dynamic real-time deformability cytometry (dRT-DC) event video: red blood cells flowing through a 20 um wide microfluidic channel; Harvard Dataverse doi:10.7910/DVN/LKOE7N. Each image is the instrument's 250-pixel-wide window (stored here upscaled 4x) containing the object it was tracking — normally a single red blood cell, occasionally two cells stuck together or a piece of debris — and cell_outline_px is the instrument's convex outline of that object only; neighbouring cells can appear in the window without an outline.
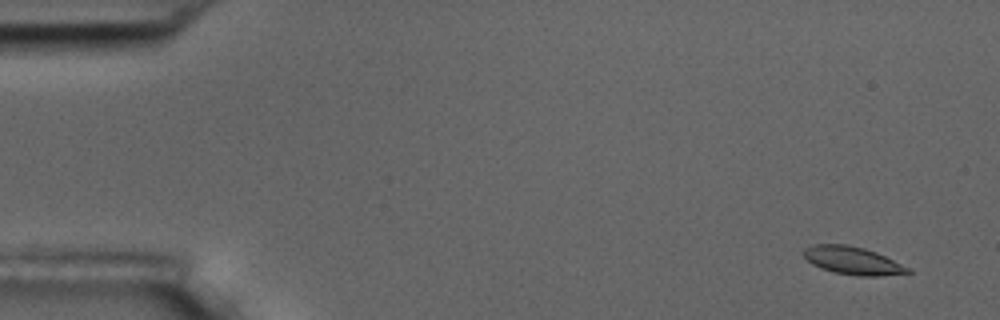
{"species": "common noctule bat (a hibernating species)", "species_latin": "Nyctalus noctula", "temperature_condition": "room temperature", "stored_images_in_passage": 7, "camera_frame_rate_fps": 3000, "um_per_image_px": 0.085, "animal": {"sex": "male", "body_mass_g": 17.5, "forearm_length_mm": 52.3}, "frame": {"image": 1, "passage_image": 2, "time_ms": 1.0, "image_size_px": [1000, 320], "cell_outline_px": [[912, 272], [880, 276], [856, 276], [836, 272], [820, 268], [812, 264], [800, 252], [804, 248], [812, 244], [848, 244], [864, 248], [876, 252], [912, 268]], "centroid_in_image_um": [72.47, 22.14], "position_along_channel_um": 12.5, "area_um2": 17.11}}
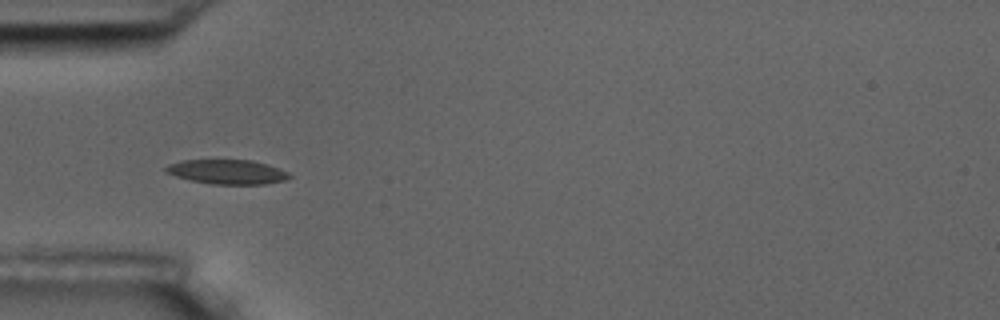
{"frame": {"image": 2, "passage_image": 6, "time_ms": 6.0, "image_size_px": [1000, 320], "cell_outline_px": [[292, 176], [284, 180], [264, 184], [212, 184], [192, 180], [176, 176], [164, 172], [164, 168], [168, 164], [180, 160], [252, 160], [268, 164], [288, 172]], "centroid_in_image_um": [19.3, 14.6], "position_along_channel_um": 65.7, "area_um2": 17.57}}